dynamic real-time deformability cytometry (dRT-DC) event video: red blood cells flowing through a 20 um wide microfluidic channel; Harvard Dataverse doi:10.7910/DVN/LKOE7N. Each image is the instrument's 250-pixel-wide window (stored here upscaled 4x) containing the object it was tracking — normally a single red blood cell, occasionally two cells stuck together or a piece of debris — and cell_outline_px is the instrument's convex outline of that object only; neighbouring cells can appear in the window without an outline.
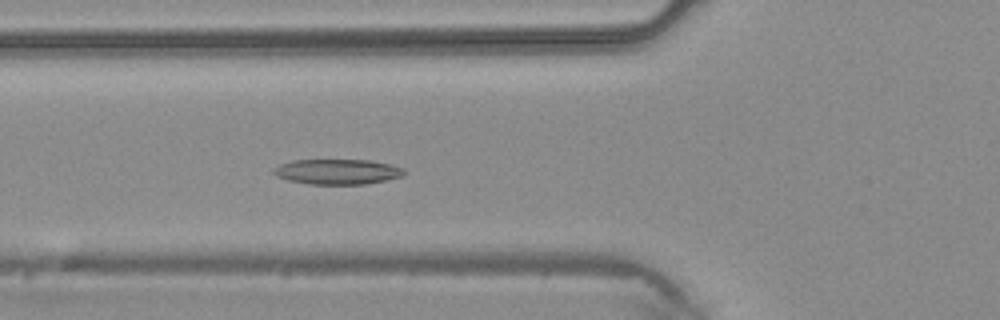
{"species": "common noctule bat (a hibernating species)", "species_latin": "Nyctalus noctula", "temperature_condition": "warm", "stored_images_in_passage": 37, "camera_frame_rate_fps": 3000, "um_per_image_px": 0.085, "animal": {"sex": "male", "body_mass_g": 20.4}, "frame": {"image": 1, "passage_image": 10, "time_ms": 3.0, "image_size_px": [1000, 320], "cell_outline_px": [[408, 172], [400, 176], [388, 180], [364, 184], [308, 184], [288, 180], [276, 176], [272, 172], [272, 168], [280, 164], [292, 160], [368, 160], [392, 164], [404, 168]], "centroid_in_image_um": [28.68, 14.59], "position_along_channel_um": 97.1, "area_um2": 19.36}}
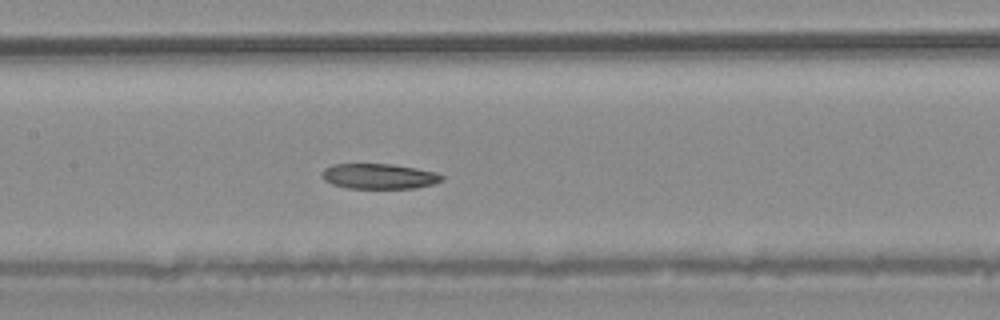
{"frame": {"image": 2, "passage_image": 15, "time_ms": 4.667, "image_size_px": [1000, 320], "cell_outline_px": [[444, 180], [432, 184], [416, 188], [348, 188], [332, 184], [324, 180], [320, 172], [324, 168], [332, 164], [392, 164], [416, 168], [436, 172], [444, 176]], "centroid_in_image_um": [32.21, 14.98], "position_along_channel_um": 175.2, "area_um2": 17.74}}
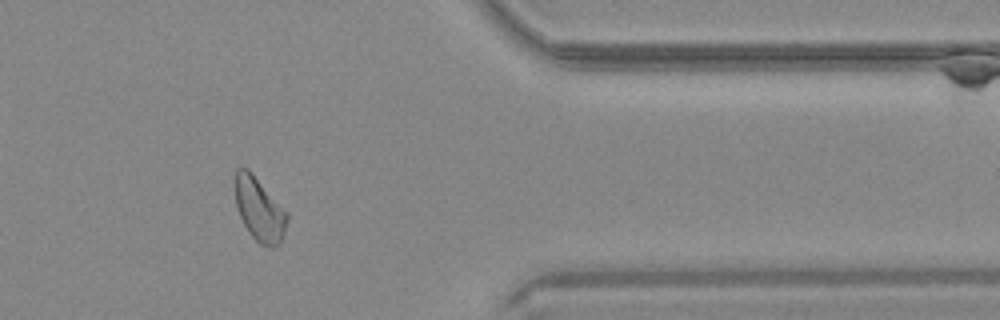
{"frame": {"image": 3, "passage_image": 30, "time_ms": 9.667, "image_size_px": [1000, 320], "cell_outline_px": [[288, 220], [280, 244], [272, 248], [268, 248], [260, 244], [248, 232], [240, 216], [236, 204], [232, 184], [232, 180], [236, 168], [248, 168], [288, 212]], "centroid_in_image_um": [22.01, 17.76], "position_along_channel_um": 389.4, "area_um2": 19.77}}